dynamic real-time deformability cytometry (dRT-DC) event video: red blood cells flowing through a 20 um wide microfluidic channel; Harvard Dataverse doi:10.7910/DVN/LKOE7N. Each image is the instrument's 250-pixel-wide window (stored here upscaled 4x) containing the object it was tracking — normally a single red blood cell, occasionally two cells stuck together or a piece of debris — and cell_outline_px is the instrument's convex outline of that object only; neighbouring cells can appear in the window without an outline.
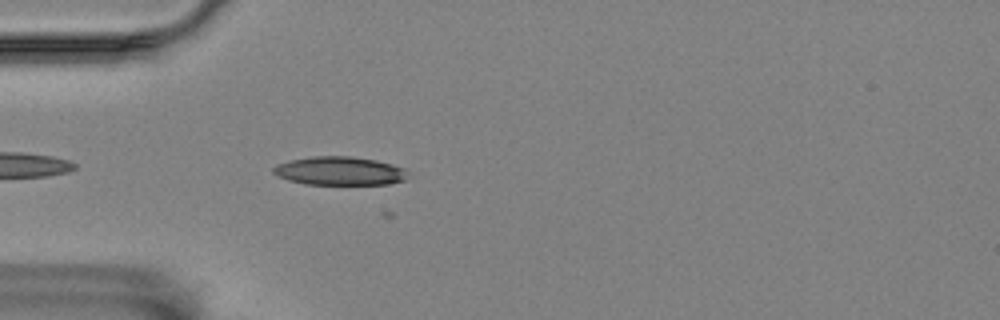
{"species": "Egyptian fruit bat (a non-hibernating species)", "species_latin": "Rousettus aegyptiacus", "temperature_condition": "room temperature", "stored_images_in_passage": 8, "camera_frame_rate_fps": 3000, "um_per_image_px": 0.085, "animal": {"sex": "female"}, "frame": {"image": 1, "passage_image": 3, "time_ms": 0.667, "image_size_px": [1000, 320], "cell_outline_px": [[404, 180], [388, 184], [304, 184], [288, 180], [272, 172], [272, 168], [276, 164], [288, 160], [312, 156], [352, 156], [376, 160], [392, 164], [404, 168]], "centroid_in_image_um": [28.8, 14.52], "position_along_channel_um": 56.2, "area_um2": 22.25}}